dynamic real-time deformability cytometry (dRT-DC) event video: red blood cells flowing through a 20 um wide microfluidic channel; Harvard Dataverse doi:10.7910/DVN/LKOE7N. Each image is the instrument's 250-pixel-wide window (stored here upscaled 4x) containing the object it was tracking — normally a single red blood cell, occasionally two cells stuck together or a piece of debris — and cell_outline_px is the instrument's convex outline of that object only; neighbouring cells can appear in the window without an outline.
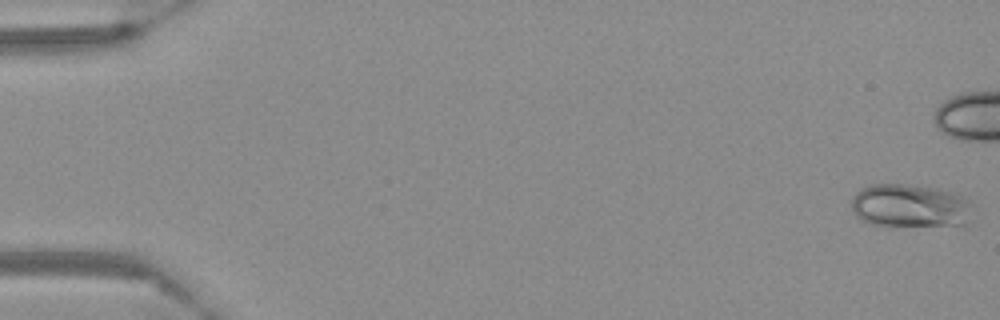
{"species": "Egyptian fruit bat (a non-hibernating species)", "species_latin": "Rousettus aegyptiacus", "temperature_condition": "warm", "stored_images_in_passage": 47, "camera_frame_rate_fps": 3000, "um_per_image_px": 0.085, "frame": {"image": 1, "passage_image": 1, "time_ms": 0.0, "image_size_px": [1000, 320], "cell_outline_px": [[968, 204], [964, 228], [888, 228], [872, 224], [856, 216], [852, 208], [852, 196], [860, 188], [872, 184], [900, 184], [932, 188], [948, 192], [960, 196], [968, 200]], "centroid_in_image_um": [77.3, 17.59], "position_along_channel_um": 7.7, "area_um2": 31.44}}
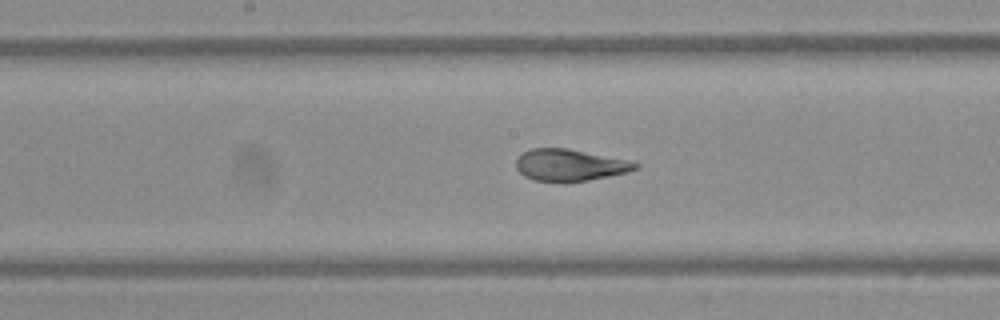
{"frame": {"image": 2, "passage_image": 30, "time_ms": 9.667, "image_size_px": [1000, 320], "cell_outline_px": [[640, 164], [636, 168], [628, 172], [588, 180], [532, 180], [524, 176], [516, 168], [516, 160], [524, 152], [532, 148], [568, 148], [628, 160]], "centroid_in_image_um": [48.43, 14.01], "position_along_channel_um": 199.8, "area_um2": 21.56}}
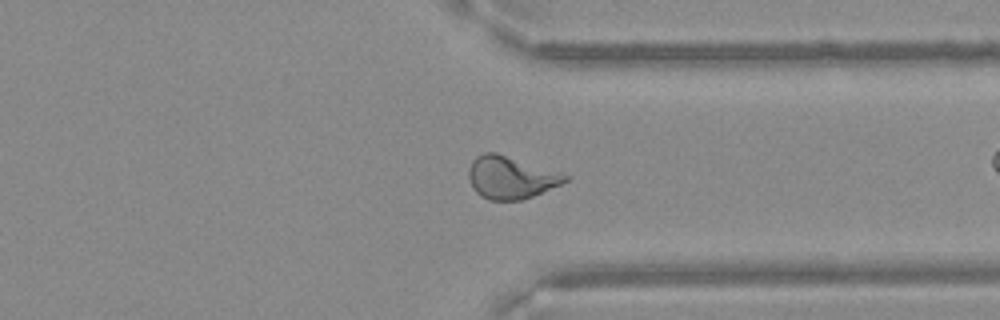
{"frame": {"image": 3, "passage_image": 44, "time_ms": 14.333, "image_size_px": [1000, 320], "cell_outline_px": [[572, 176], [568, 180], [560, 184], [532, 196], [520, 200], [488, 200], [480, 196], [472, 188], [468, 176], [468, 172], [472, 160], [476, 156], [484, 152], [496, 152], [564, 172]], "centroid_in_image_um": [43.43, 15.07], "position_along_channel_um": 368.0, "area_um2": 24.22}}